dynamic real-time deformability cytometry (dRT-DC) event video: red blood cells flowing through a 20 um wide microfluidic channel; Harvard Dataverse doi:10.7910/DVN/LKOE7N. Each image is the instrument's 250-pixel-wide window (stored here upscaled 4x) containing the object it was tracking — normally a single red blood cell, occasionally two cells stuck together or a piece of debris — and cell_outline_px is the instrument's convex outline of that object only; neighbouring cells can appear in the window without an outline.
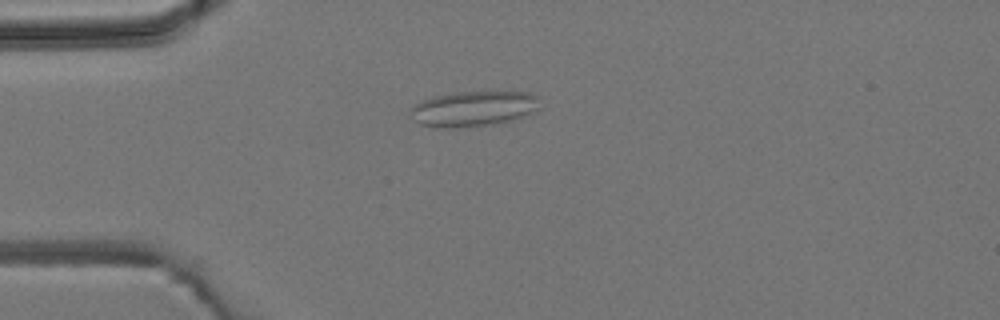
{"species": "common noctule bat (a hibernating species)", "species_latin": "Nyctalus noctula", "temperature_condition": "room temperature", "stored_images_in_passage": 5, "camera_frame_rate_fps": 3000, "um_per_image_px": 0.085, "animal": {"sex": "male", "body_mass_g": 19.2, "forearm_length_mm": 51.8}, "frame": {"image": 1, "passage_image": 3, "time_ms": 3.0, "image_size_px": [1000, 320], "cell_outline_px": [[540, 108], [536, 112], [500, 124], [456, 128], [432, 128], [420, 124], [416, 120], [412, 112], [412, 104], [432, 96], [456, 92], [532, 92], [540, 96]], "centroid_in_image_um": [40.32, 9.25], "position_along_channel_um": 44.7, "area_um2": 27.22}}